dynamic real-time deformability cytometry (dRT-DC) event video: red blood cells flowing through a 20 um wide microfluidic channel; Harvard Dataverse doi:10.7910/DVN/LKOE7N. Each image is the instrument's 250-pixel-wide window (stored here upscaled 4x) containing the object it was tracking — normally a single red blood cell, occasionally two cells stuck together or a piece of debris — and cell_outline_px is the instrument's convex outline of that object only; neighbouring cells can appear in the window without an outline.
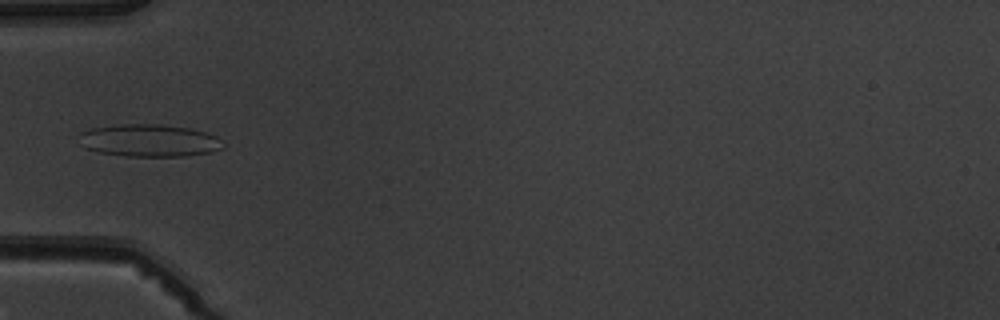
{"species": "common noctule bat (a hibernating species)", "species_latin": "Nyctalus noctula", "temperature_condition": "warm", "stored_images_in_passage": 5, "camera_frame_rate_fps": 3000, "um_per_image_px": 0.085, "animal": {"sex": "male", "body_mass_g": 19.5, "forearm_length_mm": 54.6}, "frame": {"image": 1, "passage_image": 5, "time_ms": 5.667, "image_size_px": [1000, 320], "cell_outline_px": [[224, 148], [212, 152], [184, 156], [124, 156], [100, 152], [84, 148], [80, 132], [92, 128], [120, 124], [160, 124], [188, 128], [204, 132], [216, 136], [224, 144]], "centroid_in_image_um": [12.71, 11.94], "position_along_channel_um": 72.3, "area_um2": 27.05}}